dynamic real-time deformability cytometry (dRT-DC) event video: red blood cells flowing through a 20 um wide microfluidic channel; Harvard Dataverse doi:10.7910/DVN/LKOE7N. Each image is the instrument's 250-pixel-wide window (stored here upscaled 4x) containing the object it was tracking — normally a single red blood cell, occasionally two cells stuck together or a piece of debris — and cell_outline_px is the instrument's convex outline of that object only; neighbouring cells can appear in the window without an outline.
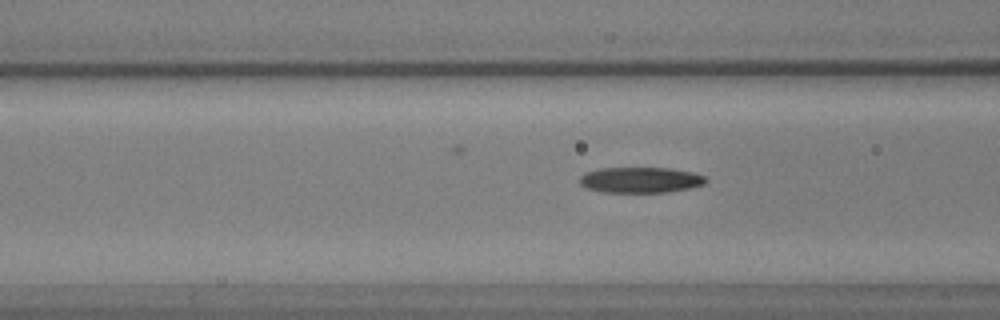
{"species": "common noctule bat (a hibernating species)", "species_latin": "Nyctalus noctula", "temperature_condition": "warm", "stored_images_in_passage": 49, "camera_frame_rate_fps": 3000, "um_per_image_px": 0.085, "animal": {"sex": "male", "body_mass_g": 17.9, "forearm_length_mm": 54.2}, "frame": {"image": 1, "passage_image": 22, "time_ms": 7.0, "image_size_px": [1000, 320], "cell_outline_px": [[708, 180], [704, 184], [688, 188], [668, 192], [604, 192], [588, 188], [580, 184], [580, 176], [584, 172], [600, 168], [672, 168], [692, 172], [704, 176]], "centroid_in_image_um": [54.43, 15.29], "position_along_channel_um": 112.2, "area_um2": 18.84}}
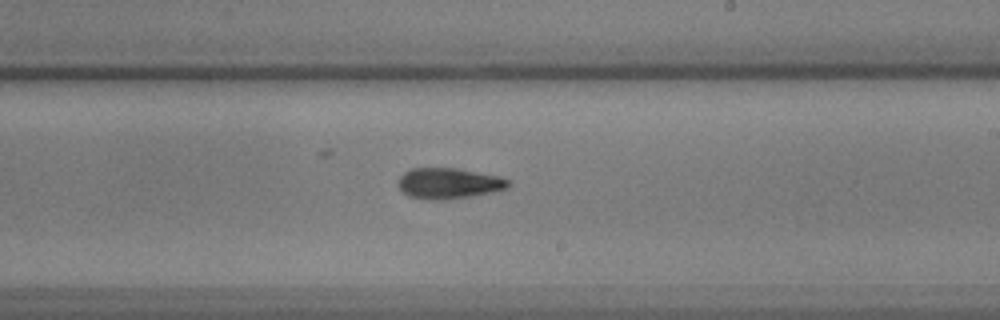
{"frame": {"image": 2, "passage_image": 34, "time_ms": 11.0, "image_size_px": [1000, 320], "cell_outline_px": [[512, 184], [508, 188], [492, 192], [472, 196], [444, 200], [428, 200], [408, 196], [396, 184], [400, 176], [404, 172], [412, 168], [456, 168], [496, 176], [508, 180]], "centroid_in_image_um": [38.11, 15.59], "position_along_channel_um": 250.9, "area_um2": 19.77}}
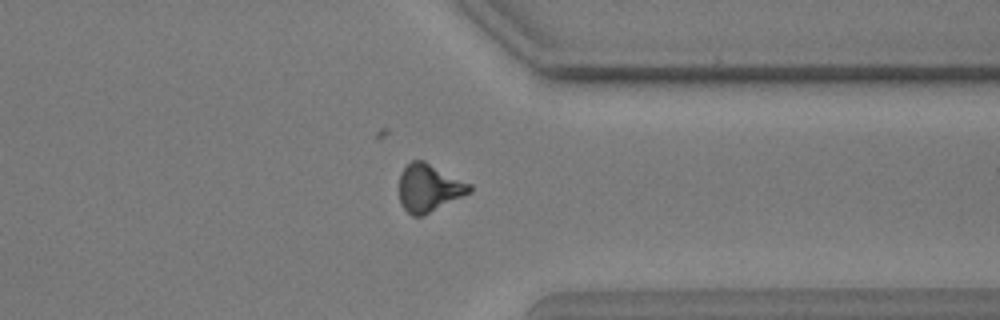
{"frame": {"image": 3, "passage_image": 45, "time_ms": 14.667, "image_size_px": [1000, 320], "cell_outline_px": [[472, 192], [424, 216], [412, 216], [400, 204], [400, 172], [412, 160], [424, 160], [472, 184]], "centroid_in_image_um": [36.49, 15.98], "position_along_channel_um": 374.9, "area_um2": 19.77}}